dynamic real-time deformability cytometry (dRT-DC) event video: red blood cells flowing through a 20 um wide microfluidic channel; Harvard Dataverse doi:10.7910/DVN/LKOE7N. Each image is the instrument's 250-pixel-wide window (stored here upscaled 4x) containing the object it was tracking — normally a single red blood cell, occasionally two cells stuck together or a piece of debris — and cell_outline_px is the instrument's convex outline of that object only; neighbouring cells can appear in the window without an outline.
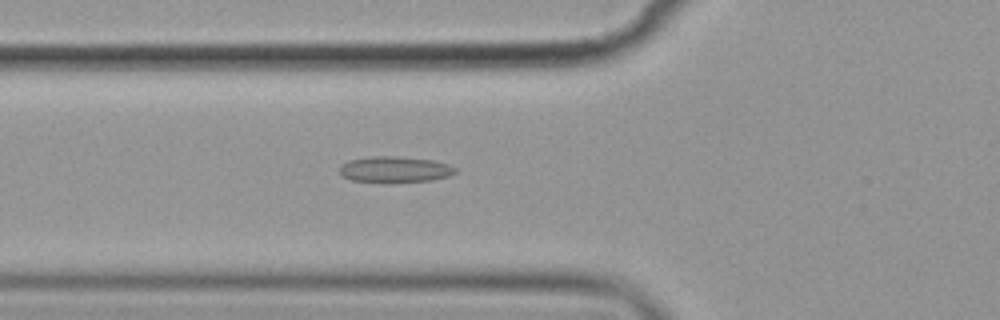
{"species": "common noctule bat (a hibernating species)", "species_latin": "Nyctalus noctula", "temperature_condition": "cold", "stored_images_in_passage": 57, "camera_frame_rate_fps": 3000, "um_per_image_px": 0.085, "animal": {"sex": "female", "body_mass_g": 19.9}, "frame": {"image": 1, "passage_image": 21, "time_ms": 6.667, "image_size_px": [1000, 320], "cell_outline_px": [[456, 172], [448, 176], [432, 180], [388, 184], [352, 180], [340, 176], [340, 164], [352, 160], [372, 156], [396, 156], [436, 160], [448, 164], [456, 168]], "centroid_in_image_um": [33.55, 14.42], "position_along_channel_um": 92.2, "area_um2": 18.03}}
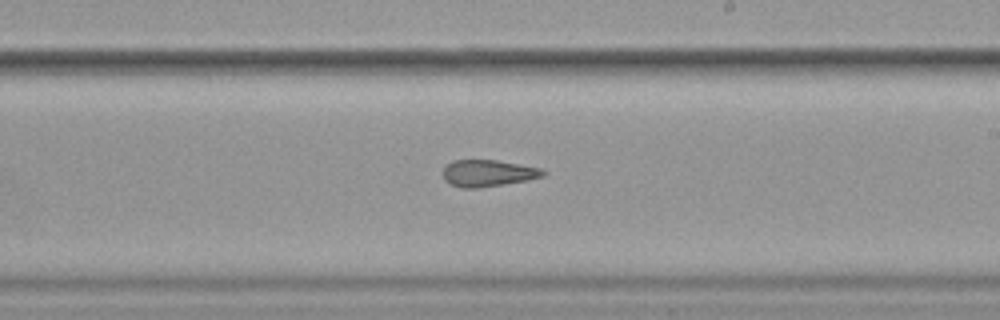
{"frame": {"image": 2, "passage_image": 34, "time_ms": 11.0, "image_size_px": [1000, 320], "cell_outline_px": [[548, 172], [544, 176], [528, 180], [476, 188], [460, 188], [444, 180], [444, 168], [452, 160], [496, 160], [540, 168]], "centroid_in_image_um": [41.49, 14.72], "position_along_channel_um": 247.5, "area_um2": 15.43}}
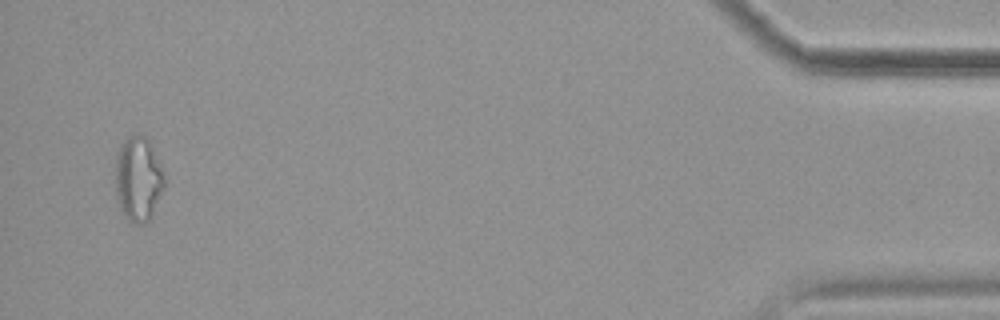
{"frame": {"image": 3, "passage_image": 55, "time_ms": 18.0, "image_size_px": [1000, 320], "cell_outline_px": [[164, 188], [152, 216], [144, 224], [132, 224], [124, 216], [120, 208], [116, 192], [116, 156], [120, 144], [128, 136], [136, 132], [152, 140], [164, 168]], "centroid_in_image_um": [11.79, 15.15], "position_along_channel_um": 423.4, "area_um2": 25.03}, "authors_computed_cell_mechanics": {"area_um2": 17.629, "velocity_mm_per_s": 3.5808, "shape_relaxation_time_tau1_ms": null, "shape_relaxation_time_tau2_ms": 4.8611, "deformation_change_tau1": null, "deformation_change_tau2": 0.1183}}